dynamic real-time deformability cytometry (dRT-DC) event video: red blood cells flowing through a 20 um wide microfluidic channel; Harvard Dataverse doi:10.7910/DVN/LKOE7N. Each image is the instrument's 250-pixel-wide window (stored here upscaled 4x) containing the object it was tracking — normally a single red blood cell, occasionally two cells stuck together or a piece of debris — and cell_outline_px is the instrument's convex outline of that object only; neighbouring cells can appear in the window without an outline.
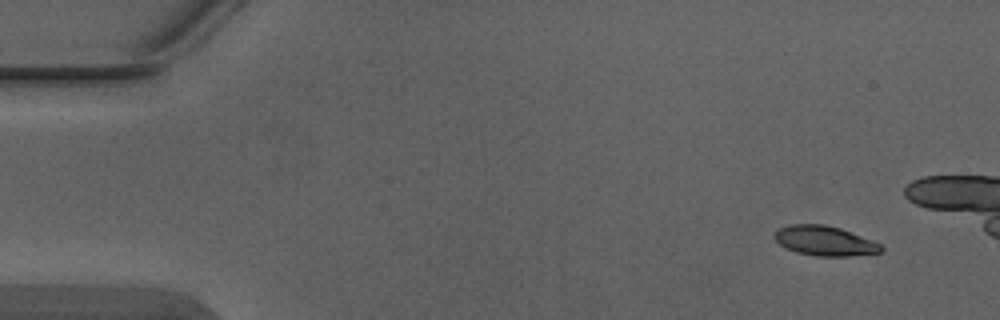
{"species": "Egyptian fruit bat (a non-hibernating species)", "species_latin": "Rousettus aegyptiacus", "temperature_condition": "warm", "stored_images_in_passage": 5, "camera_frame_rate_fps": 3000, "um_per_image_px": 0.085, "animal": {"sex": "male"}, "frame": {"image": 1, "passage_image": 1, "time_ms": 0.0, "image_size_px": [1000, 320], "cell_outline_px": [[884, 248], [880, 252], [848, 256], [816, 256], [796, 252], [780, 244], [772, 236], [780, 228], [788, 224], [824, 224], [840, 228], [872, 240], [880, 244]], "centroid_in_image_um": [70.09, 20.46], "position_along_channel_um": 14.9, "area_um2": 18.32}}